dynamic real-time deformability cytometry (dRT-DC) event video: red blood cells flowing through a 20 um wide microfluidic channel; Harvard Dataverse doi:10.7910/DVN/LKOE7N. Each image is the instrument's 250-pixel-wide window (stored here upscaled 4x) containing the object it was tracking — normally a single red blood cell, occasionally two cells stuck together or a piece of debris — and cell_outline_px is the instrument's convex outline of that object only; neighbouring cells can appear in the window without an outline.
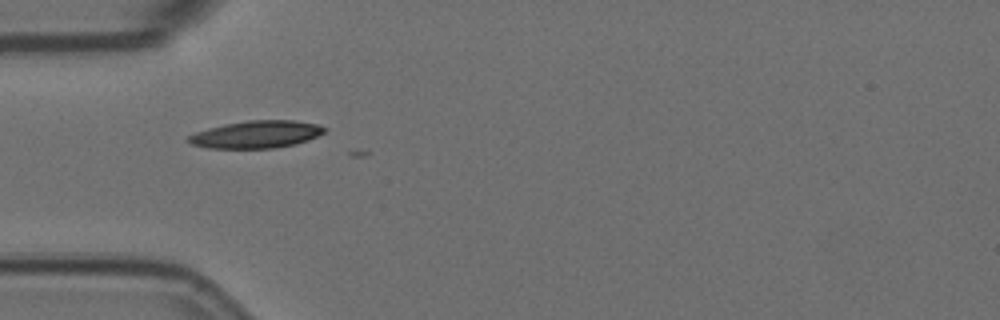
{"species": "Egyptian fruit bat (a non-hibernating species)", "species_latin": "Rousettus aegyptiacus", "temperature_condition": "room temperature", "stored_images_in_passage": 5, "camera_frame_rate_fps": 3000, "um_per_image_px": 0.085, "animal": {"sex": "female"}, "frame": {"image": 1, "passage_image": 4, "time_ms": 1.0, "image_size_px": [1000, 320], "cell_outline_px": [[328, 128], [324, 132], [308, 140], [296, 144], [276, 148], [208, 148], [192, 144], [184, 140], [188, 136], [196, 132], [208, 128], [224, 124], [248, 120], [296, 120], [316, 124]], "centroid_in_image_um": [21.78, 11.42], "position_along_channel_um": 63.2, "area_um2": 21.79}}